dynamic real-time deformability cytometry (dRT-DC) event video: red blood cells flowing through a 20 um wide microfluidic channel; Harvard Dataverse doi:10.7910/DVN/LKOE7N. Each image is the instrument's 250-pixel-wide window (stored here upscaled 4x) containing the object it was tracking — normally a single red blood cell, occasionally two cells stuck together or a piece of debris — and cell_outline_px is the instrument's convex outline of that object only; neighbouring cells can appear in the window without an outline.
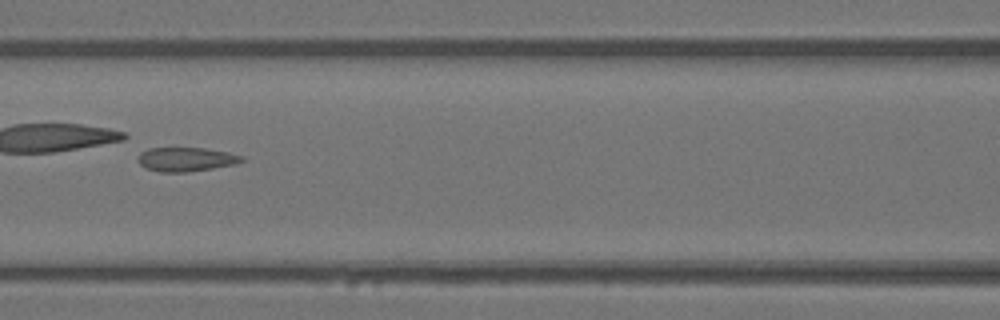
{"species": "Egyptian fruit bat (a non-hibernating species)", "species_latin": "Rousettus aegyptiacus", "temperature_condition": "warm", "stored_images_in_passage": 37, "camera_frame_rate_fps": 3000, "um_per_image_px": 0.085, "animal": {"sex": "female"}, "frame": {"image": 1, "passage_image": 16, "time_ms": 5.0, "image_size_px": [1000, 320], "cell_outline_px": [[244, 160], [236, 164], [188, 172], [160, 172], [144, 168], [136, 160], [136, 156], [140, 152], [148, 148], [204, 148], [228, 152], [244, 156]], "centroid_in_image_um": [15.77, 13.54], "position_along_channel_um": 150.8, "area_um2": 14.74}}
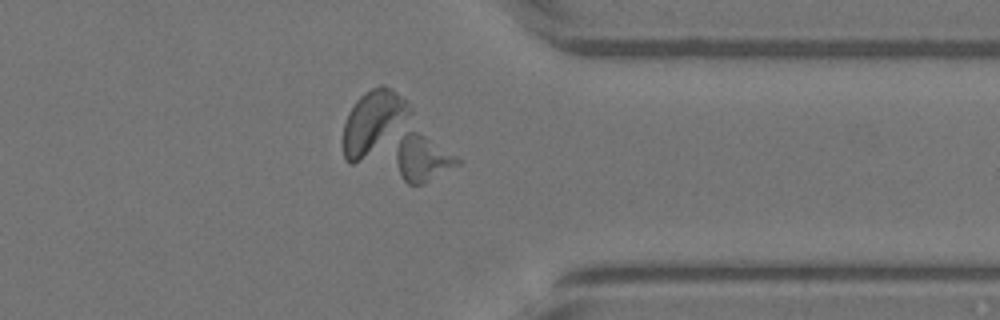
{"frame": {"image": 2, "passage_image": 32, "time_ms": 10.333, "image_size_px": [1000, 320], "cell_outline_px": [[460, 164], [424, 184], [408, 184], [404, 180], [400, 172], [396, 160], [396, 152], [400, 140], [408, 132], [416, 132], [424, 136], [456, 156], [460, 160]], "centroid_in_image_um": [35.93, 13.52], "position_along_channel_um": 375.5, "area_um2": 15.9}}